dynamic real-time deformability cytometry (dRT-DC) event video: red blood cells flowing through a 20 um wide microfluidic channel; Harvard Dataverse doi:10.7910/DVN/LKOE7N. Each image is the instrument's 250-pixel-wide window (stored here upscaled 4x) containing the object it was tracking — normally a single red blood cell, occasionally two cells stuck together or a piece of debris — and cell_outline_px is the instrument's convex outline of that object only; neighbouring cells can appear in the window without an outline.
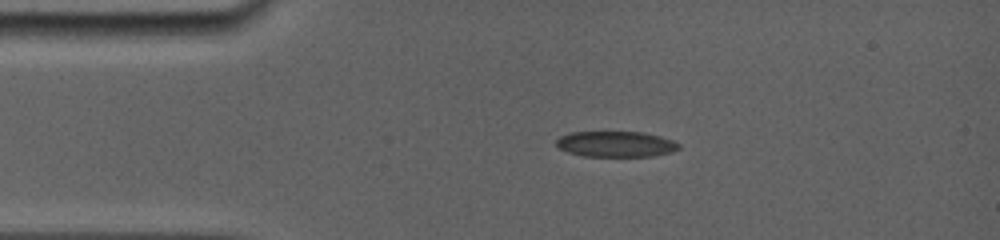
{"species": "common noctule bat (a hibernating species)", "species_latin": "Nyctalus noctula", "temperature_condition": "room temperature", "stored_images_in_passage": 22, "camera_frame_rate_fps": 5000, "um_per_image_px": 0.085, "animal": {"sex": "female", "body_mass_g": 19.0, "forearm_length_mm": 56.7}, "frame": {"image": 1, "passage_image": 1, "time_ms": 0.0, "image_size_px": [1000, 240], "cell_outline_px": [[680, 148], [672, 152], [652, 156], [584, 156], [568, 152], [560, 148], [556, 144], [556, 140], [560, 136], [572, 132], [644, 132], [660, 136], [672, 140], [680, 144]], "centroid_in_image_um": [52.37, 12.24], "position_along_channel_um": 32.6, "area_um2": 18.32}}
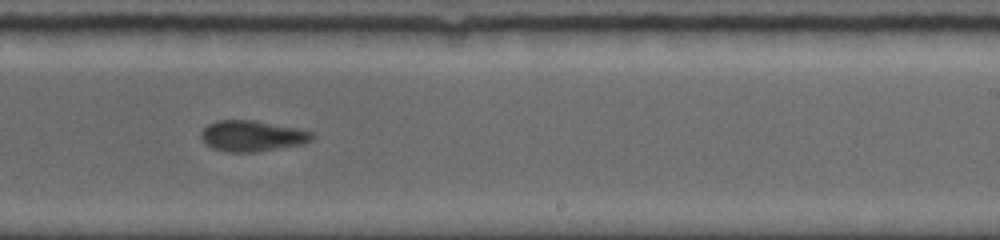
{"frame": {"image": 2, "passage_image": 13, "time_ms": 7.0, "image_size_px": [1000, 240], "cell_outline_px": [[312, 140], [304, 144], [256, 152], [228, 152], [212, 148], [204, 144], [200, 136], [200, 132], [208, 124], [216, 120], [256, 120], [296, 128], [312, 132]], "centroid_in_image_um": [21.39, 11.56], "position_along_channel_um": 267.6, "area_um2": 20.11}}
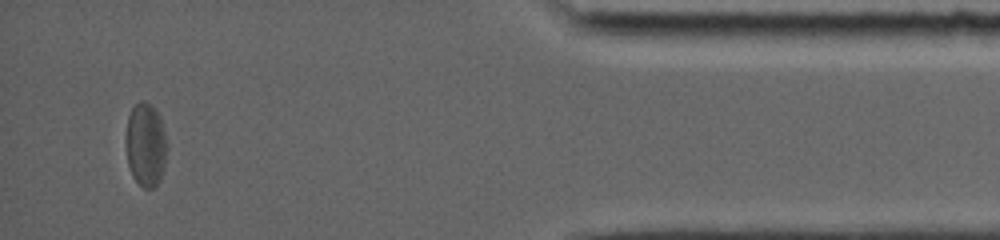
{"frame": {"image": 3, "passage_image": 22, "time_ms": 12.2, "image_size_px": [1000, 240], "cell_outline_px": [[168, 148], [160, 180], [152, 188], [144, 188], [132, 176], [128, 164], [124, 140], [128, 116], [132, 108], [140, 100], [144, 100], [152, 104], [160, 116], [168, 144]], "centroid_in_image_um": [12.38, 12.26], "position_along_channel_um": 422.8, "area_um2": 20.46}, "authors_computed_cell_mechanics": {"area_um2": 20.0566, "velocity_mm_per_s": 3.8329, "shape_relaxation_time_tau1_ms": 3.1249, "shape_relaxation_time_tau2_ms": 1.5187, "deformation_change_tau1": 0.1124, "deformation_change_tau2": 0.0666}}